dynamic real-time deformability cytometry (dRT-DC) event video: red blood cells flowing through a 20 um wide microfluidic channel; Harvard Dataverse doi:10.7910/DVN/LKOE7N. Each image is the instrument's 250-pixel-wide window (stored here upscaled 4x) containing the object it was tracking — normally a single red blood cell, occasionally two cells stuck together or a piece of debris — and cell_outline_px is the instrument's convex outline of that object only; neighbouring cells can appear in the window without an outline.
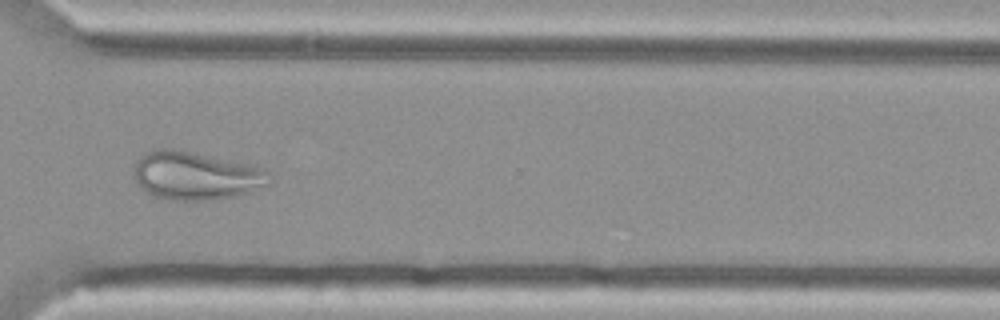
{"species": "Egyptian fruit bat (a non-hibernating species)", "species_latin": "Rousettus aegyptiacus", "temperature_condition": "cold", "stored_images_in_passage": 33, "camera_frame_rate_fps": 3000, "um_per_image_px": 0.085, "animal": {"sex": "female"}, "frame": {"image": 1, "passage_image": 28, "time_ms": 9.0, "image_size_px": [1000, 320], "cell_outline_px": [[272, 180], [268, 184], [248, 192], [232, 196], [212, 200], [172, 200], [156, 196], [148, 192], [136, 180], [132, 168], [136, 160], [140, 156], [156, 148], [172, 148], [248, 164], [264, 168], [268, 172]], "centroid_in_image_um": [16.63, 14.92], "position_along_channel_um": 354.0, "area_um2": 37.69}}